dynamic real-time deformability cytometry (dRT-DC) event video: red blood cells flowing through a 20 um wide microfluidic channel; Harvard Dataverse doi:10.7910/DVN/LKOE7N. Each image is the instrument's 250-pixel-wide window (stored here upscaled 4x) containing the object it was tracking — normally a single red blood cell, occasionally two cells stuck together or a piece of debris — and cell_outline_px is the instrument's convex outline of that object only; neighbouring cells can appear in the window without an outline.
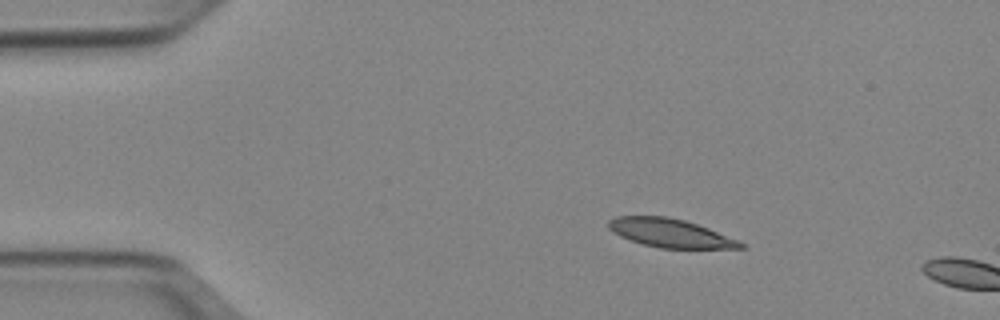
{"species": "Egyptian fruit bat (a non-hibernating species)", "species_latin": "Rousettus aegyptiacus", "temperature_condition": "cold", "stored_images_in_passage": 4, "camera_frame_rate_fps": 3000, "um_per_image_px": 0.085, "animal": {"sex": "female"}, "frame": {"image": 1, "passage_image": 1, "time_ms": 0.0, "image_size_px": [1000, 320], "cell_outline_px": [[744, 248], [660, 248], [644, 244], [620, 236], [612, 232], [608, 228], [608, 220], [616, 216], [668, 216], [684, 220], [708, 228], [740, 240], [744, 244]], "centroid_in_image_um": [56.96, 19.8], "position_along_channel_um": 28.0, "area_um2": 21.85}}